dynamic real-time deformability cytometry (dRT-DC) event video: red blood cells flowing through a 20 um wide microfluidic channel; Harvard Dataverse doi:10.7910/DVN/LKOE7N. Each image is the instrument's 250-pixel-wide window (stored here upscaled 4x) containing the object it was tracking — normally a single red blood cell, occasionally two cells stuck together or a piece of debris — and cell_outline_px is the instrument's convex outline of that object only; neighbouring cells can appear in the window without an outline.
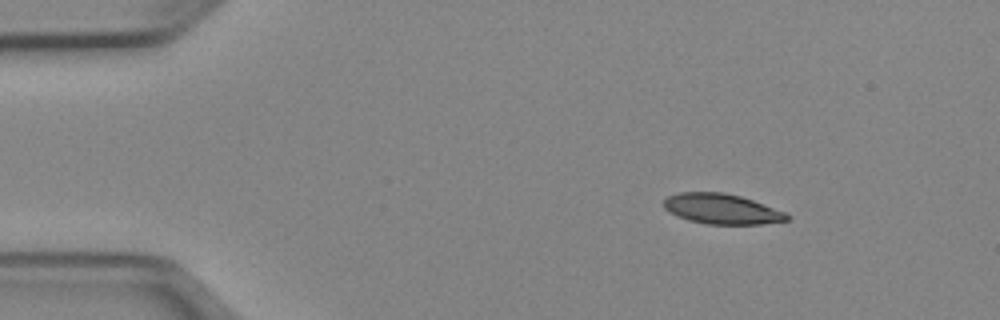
{"species": "Egyptian fruit bat (a non-hibernating species)", "species_latin": "Rousettus aegyptiacus", "temperature_condition": "cold", "stored_images_in_passage": 45, "camera_frame_rate_fps": 3000, "um_per_image_px": 0.085, "animal": {"sex": "female"}, "frame": {"image": 1, "passage_image": 1, "time_ms": 0.0, "image_size_px": [1000, 320], "cell_outline_px": [[788, 220], [760, 224], [708, 224], [688, 220], [664, 208], [664, 200], [668, 196], [680, 192], [724, 192], [740, 196], [752, 200], [784, 212], [788, 216]], "centroid_in_image_um": [61.33, 17.75], "position_along_channel_um": 23.7, "area_um2": 21.27}}
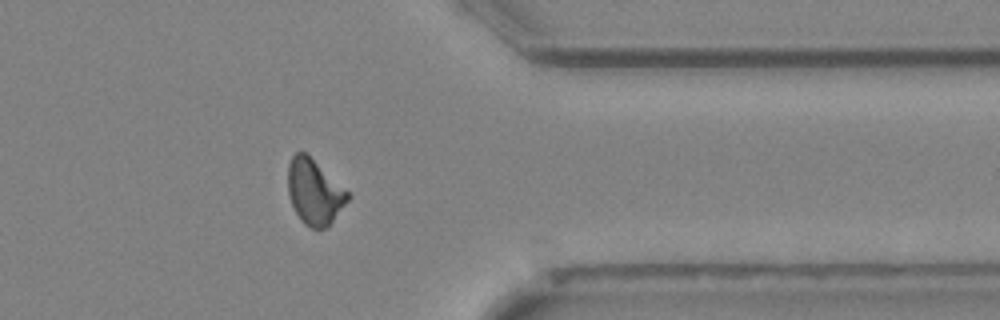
{"frame": {"image": 2, "passage_image": 35, "time_ms": 11.333, "image_size_px": [1000, 320], "cell_outline_px": [[352, 196], [332, 220], [324, 228], [312, 228], [304, 224], [300, 220], [292, 204], [288, 192], [288, 164], [292, 156], [296, 152], [304, 152], [348, 192]], "centroid_in_image_um": [26.7, 16.32], "position_along_channel_um": 384.7, "area_um2": 22.08}}
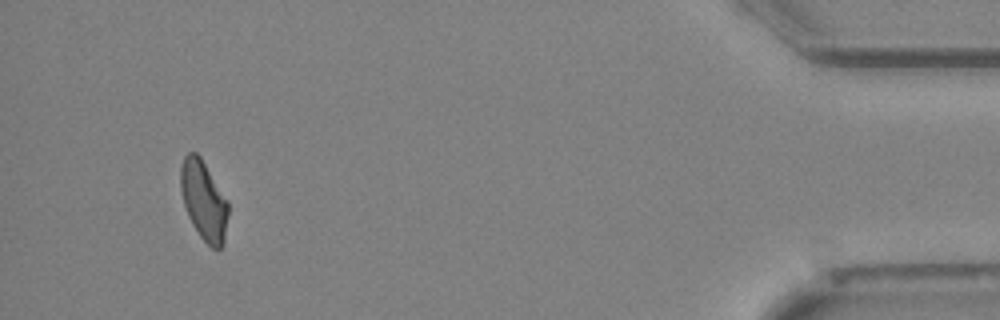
{"frame": {"image": 3, "passage_image": 42, "time_ms": 13.667, "image_size_px": [1000, 320], "cell_outline_px": [[228, 212], [224, 240], [220, 248], [212, 248], [200, 236], [192, 224], [188, 216], [184, 204], [180, 188], [180, 164], [184, 156], [188, 152], [196, 152], [200, 156], [228, 200]], "centroid_in_image_um": [17.3, 17.0], "position_along_channel_um": 417.9, "area_um2": 21.96}, "authors_computed_cell_mechanics": {"area_um2": 23.0044, "velocity_mm_per_s": 3.9618, "shape_relaxation_time_tau1_ms": 9.183, "shape_relaxation_time_tau2_ms": 3.9168, "deformation_change_tau1": 0.1985, "deformation_change_tau2": 0.1112}}